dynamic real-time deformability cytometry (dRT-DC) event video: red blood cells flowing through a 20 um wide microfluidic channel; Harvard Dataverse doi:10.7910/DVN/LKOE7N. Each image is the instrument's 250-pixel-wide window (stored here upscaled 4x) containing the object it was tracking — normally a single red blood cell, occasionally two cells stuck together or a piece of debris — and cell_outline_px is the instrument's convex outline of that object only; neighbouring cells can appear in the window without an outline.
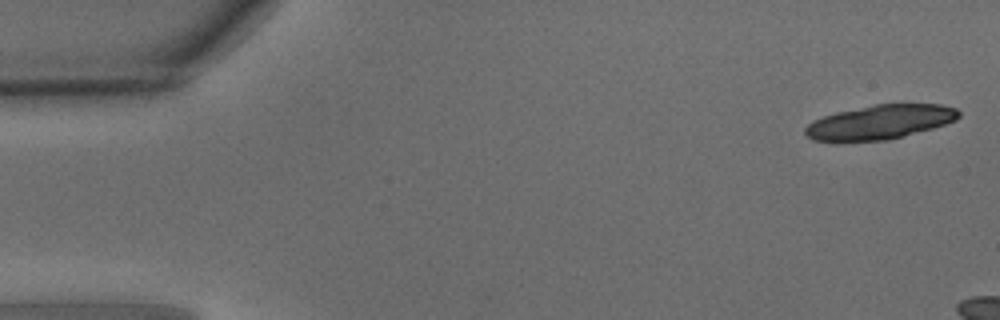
{"species": "common noctule bat (a hibernating species)", "species_latin": "Nyctalus noctula", "temperature_condition": "warm", "stored_images_in_passage": 8, "camera_frame_rate_fps": 3000, "um_per_image_px": 0.085, "animal": {"sex": "male", "body_mass_g": 15.6}, "frame": {"image": 1, "passage_image": 1, "time_ms": 0.0, "image_size_px": [1000, 320], "cell_outline_px": [[960, 116], [956, 120], [932, 128], [888, 140], [812, 140], [804, 132], [804, 128], [812, 120], [836, 112], [876, 104], [940, 104], [956, 108], [960, 112]], "centroid_in_image_um": [74.81, 10.36], "position_along_channel_um": 10.2, "area_um2": 30.23}}